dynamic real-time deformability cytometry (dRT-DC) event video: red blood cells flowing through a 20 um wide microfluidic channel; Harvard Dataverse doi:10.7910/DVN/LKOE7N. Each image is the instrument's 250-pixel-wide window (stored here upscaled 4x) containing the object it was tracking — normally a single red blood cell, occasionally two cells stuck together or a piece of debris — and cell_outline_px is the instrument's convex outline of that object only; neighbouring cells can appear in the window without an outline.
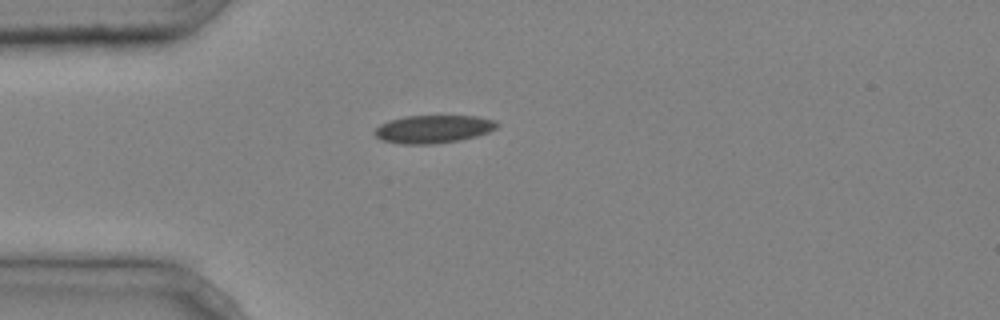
{"species": "common noctule bat (a hibernating species)", "species_latin": "Nyctalus noctula", "temperature_condition": "cold", "stored_images_in_passage": 2, "camera_frame_rate_fps": 3000, "um_per_image_px": 0.085, "animal": {"sex": "male", "body_mass_g": 20.4}, "frame": {"image": 1, "passage_image": 1, "time_ms": 0.0, "image_size_px": [1000, 320], "cell_outline_px": [[500, 124], [496, 128], [488, 132], [476, 136], [456, 140], [432, 144], [400, 144], [380, 140], [376, 136], [376, 128], [380, 124], [388, 120], [404, 116], [476, 116], [496, 120]], "centroid_in_image_um": [36.82, 10.96], "position_along_channel_um": 48.2, "area_um2": 19.88}}
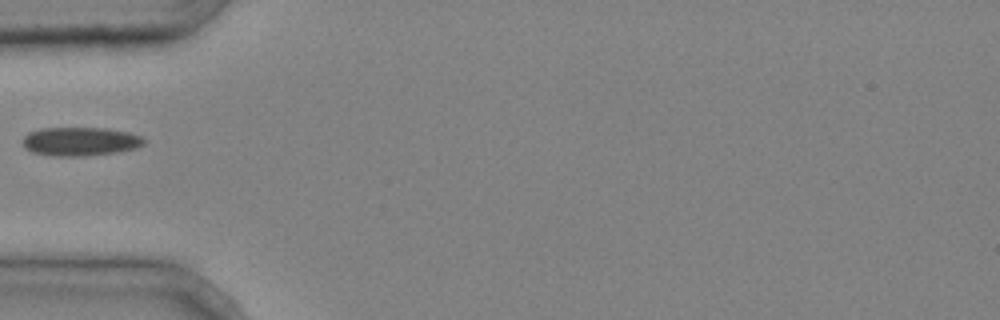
{"frame": {"image": 2, "passage_image": 2, "time_ms": 0.333, "image_size_px": [1000, 320], "cell_outline_px": [[144, 144], [136, 148], [116, 152], [84, 156], [56, 156], [32, 152], [24, 148], [24, 136], [28, 132], [40, 128], [108, 128], [128, 132], [144, 136]], "centroid_in_image_um": [6.83, 12.01], "position_along_channel_um": 78.2, "area_um2": 20.35}}